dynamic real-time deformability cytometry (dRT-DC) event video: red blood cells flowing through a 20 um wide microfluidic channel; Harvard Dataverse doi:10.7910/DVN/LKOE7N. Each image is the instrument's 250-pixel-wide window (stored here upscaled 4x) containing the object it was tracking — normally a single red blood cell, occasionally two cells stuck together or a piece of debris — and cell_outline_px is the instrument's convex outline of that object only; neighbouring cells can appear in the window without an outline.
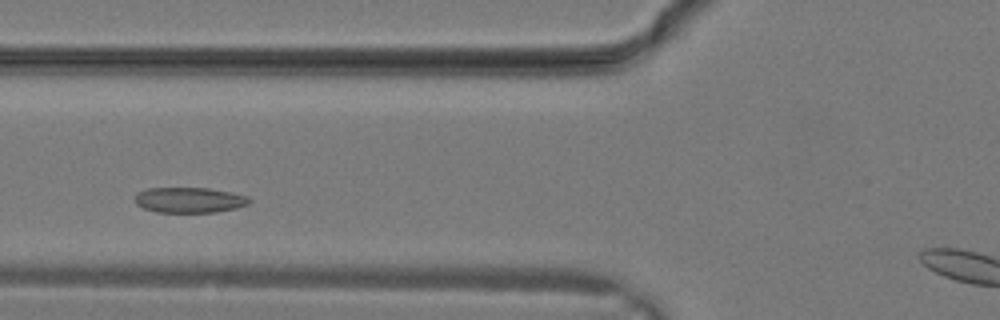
{"species": "common noctule bat (a hibernating species)", "species_latin": "Nyctalus noctula", "temperature_condition": "warm", "stored_images_in_passage": 12, "camera_frame_rate_fps": 3000, "um_per_image_px": 0.085, "animal": {"sex": "male", "body_mass_g": 19.2, "forearm_length_mm": 51.8}, "frame": {"image": 1, "passage_image": 5, "time_ms": 1.333, "image_size_px": [1000, 320], "cell_outline_px": [[252, 200], [248, 204], [236, 208], [216, 212], [156, 212], [144, 208], [136, 204], [136, 192], [148, 188], [208, 188], [248, 196]], "centroid_in_image_um": [16.09, 17.0], "position_along_channel_um": 109.7, "area_um2": 16.88}}
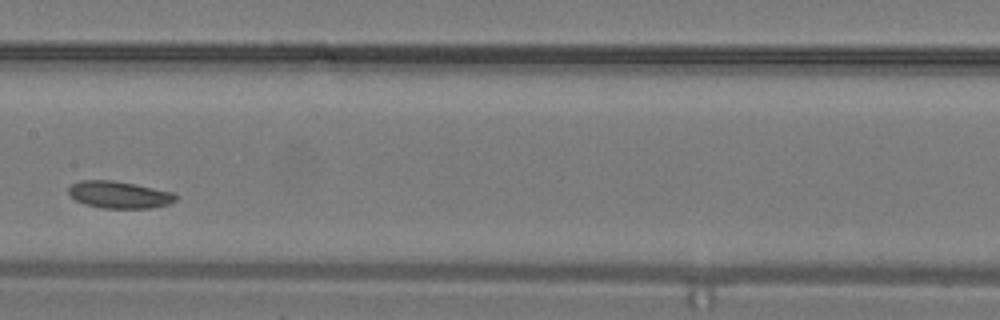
{"frame": {"image": 2, "passage_image": 9, "time_ms": 2.667, "image_size_px": [1000, 320], "cell_outline_px": [[176, 200], [168, 204], [152, 208], [100, 208], [84, 204], [76, 200], [68, 192], [68, 188], [72, 184], [80, 180], [112, 180], [136, 184], [172, 192], [176, 196]], "centroid_in_image_um": [10.11, 16.55], "position_along_channel_um": 197.3, "area_um2": 16.88}}
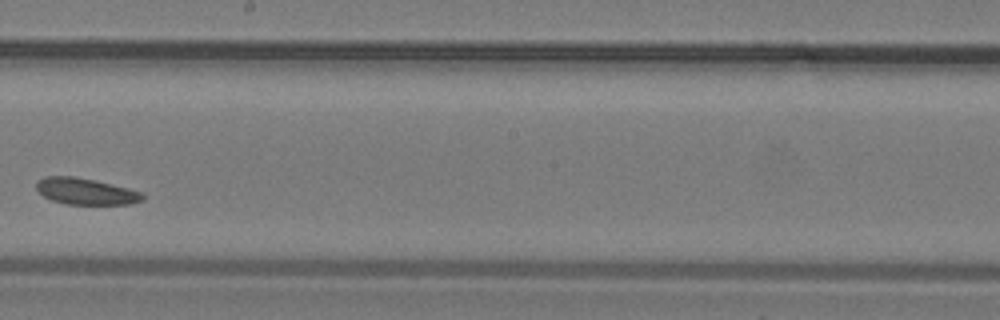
{"frame": {"image": 3, "passage_image": 11, "time_ms": 3.333, "image_size_px": [1000, 320], "cell_outline_px": [[144, 200], [128, 204], [64, 204], [52, 200], [44, 196], [36, 188], [36, 180], [44, 176], [72, 176], [96, 180], [144, 192]], "centroid_in_image_um": [7.29, 16.26], "position_along_channel_um": 240.9, "area_um2": 16.47}}